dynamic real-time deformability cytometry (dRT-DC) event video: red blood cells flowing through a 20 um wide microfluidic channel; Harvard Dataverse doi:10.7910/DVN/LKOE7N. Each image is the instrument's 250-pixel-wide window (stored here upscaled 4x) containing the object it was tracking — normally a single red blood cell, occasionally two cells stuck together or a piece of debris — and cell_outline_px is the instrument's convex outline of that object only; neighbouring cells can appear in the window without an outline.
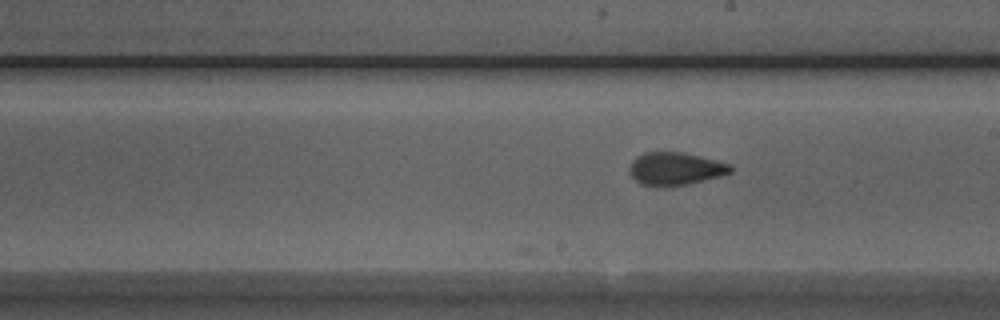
{"species": "Egyptian fruit bat (a non-hibernating species)", "species_latin": "Rousettus aegyptiacus", "temperature_condition": "room temperature", "stored_images_in_passage": 15, "camera_frame_rate_fps": 3000, "um_per_image_px": 0.085, "animal": {"sex": "male"}, "frame": {"image": 1, "passage_image": 15, "time_ms": 4.667, "image_size_px": [1000, 320], "cell_outline_px": [[732, 172], [720, 176], [688, 184], [640, 184], [632, 176], [628, 168], [632, 160], [636, 156], [644, 152], [684, 152], [732, 164]], "centroid_in_image_um": [57.42, 14.3], "position_along_channel_um": 231.6, "area_um2": 18.96}}